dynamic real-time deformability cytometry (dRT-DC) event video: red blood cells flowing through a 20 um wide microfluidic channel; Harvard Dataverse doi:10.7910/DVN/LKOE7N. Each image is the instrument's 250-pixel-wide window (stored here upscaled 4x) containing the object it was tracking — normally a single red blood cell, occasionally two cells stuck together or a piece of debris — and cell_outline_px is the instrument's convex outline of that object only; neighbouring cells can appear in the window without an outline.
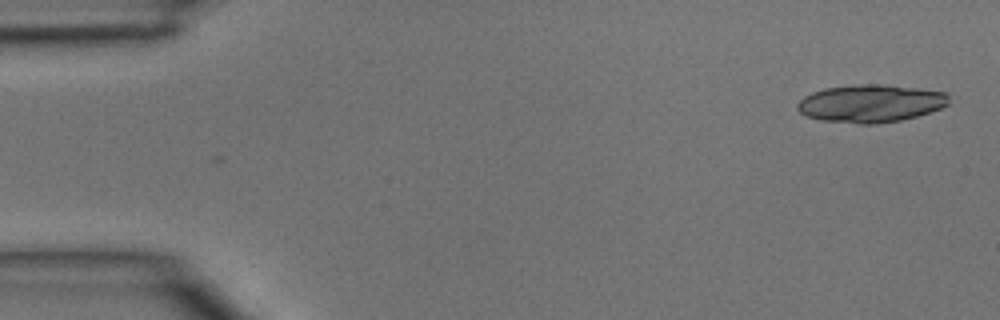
{"species": "common noctule bat (a hibernating species)", "species_latin": "Nyctalus noctula", "temperature_condition": "room temperature", "stored_images_in_passage": 2, "camera_frame_rate_fps": 3000, "um_per_image_px": 0.085, "animal": {"sex": "male", "body_mass_g": 15.6}, "frame": {"image": 1, "passage_image": 2, "time_ms": 0.333, "image_size_px": [1000, 320], "cell_outline_px": [[948, 104], [940, 108], [916, 116], [900, 120], [876, 124], [860, 124], [820, 120], [804, 116], [796, 108], [796, 104], [804, 96], [812, 92], [824, 88], [856, 84], [876, 84], [920, 88], [948, 92]], "centroid_in_image_um": [73.97, 8.79], "position_along_channel_um": 11.0, "area_um2": 33.47}}